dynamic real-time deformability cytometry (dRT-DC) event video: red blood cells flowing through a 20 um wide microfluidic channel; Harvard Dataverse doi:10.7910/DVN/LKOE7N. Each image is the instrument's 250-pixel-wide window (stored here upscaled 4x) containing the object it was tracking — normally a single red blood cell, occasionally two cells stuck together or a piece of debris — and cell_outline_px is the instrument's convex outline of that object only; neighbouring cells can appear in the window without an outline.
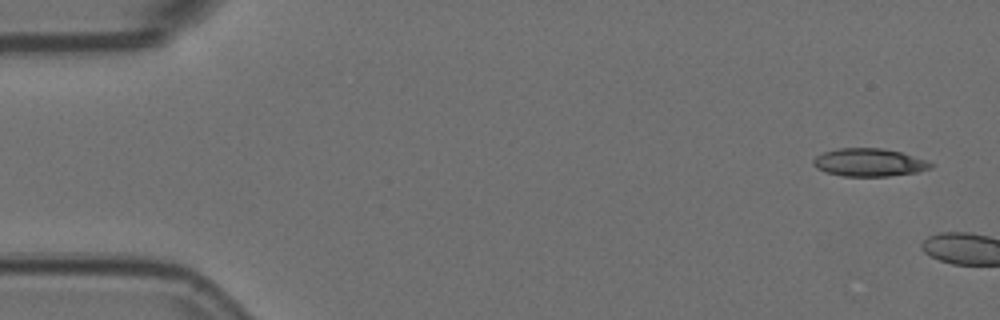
{"species": "Egyptian fruit bat (a non-hibernating species)", "species_latin": "Rousettus aegyptiacus", "temperature_condition": "room temperature", "stored_images_in_passage": 6, "camera_frame_rate_fps": 3000, "um_per_image_px": 0.085, "animal": {"sex": "female"}, "frame": {"image": 1, "passage_image": 1, "time_ms": 0.0, "image_size_px": [1000, 320], "cell_outline_px": [[936, 164], [932, 168], [916, 172], [888, 176], [844, 176], [824, 172], [816, 168], [812, 164], [812, 160], [816, 156], [824, 152], [836, 148], [884, 148], [900, 152], [928, 160]], "centroid_in_image_um": [73.88, 13.8], "position_along_channel_um": 11.1, "area_um2": 19.31}}
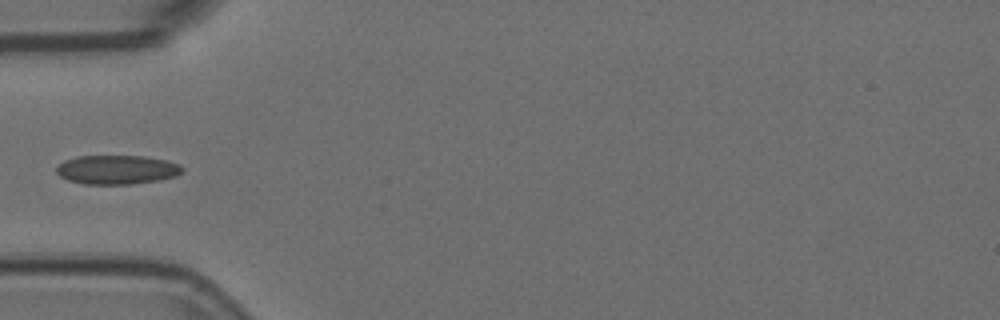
{"frame": {"image": 2, "passage_image": 5, "time_ms": 1.333, "image_size_px": [1000, 320], "cell_outline_px": [[184, 172], [176, 176], [160, 180], [132, 184], [84, 184], [68, 180], [60, 176], [56, 172], [56, 168], [64, 160], [76, 156], [144, 156], [168, 160], [180, 164], [184, 168]], "centroid_in_image_um": [9.98, 14.42], "position_along_channel_um": 75.0, "area_um2": 21.56}}
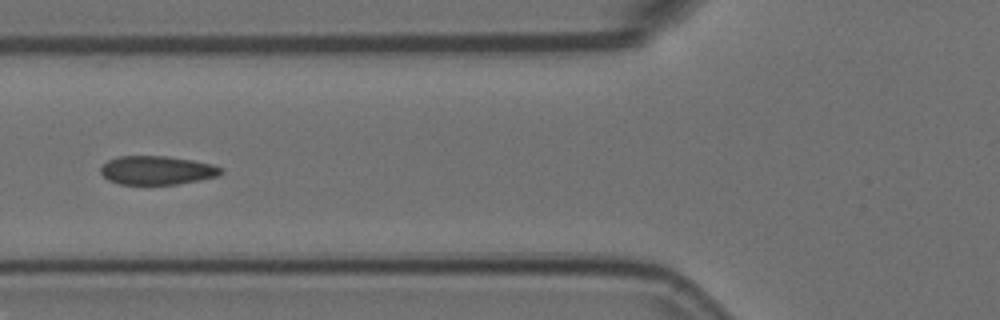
{"frame": {"image": 3, "passage_image": 6, "time_ms": 1.667, "image_size_px": [1000, 320], "cell_outline_px": [[224, 172], [220, 176], [200, 180], [176, 184], [120, 184], [108, 180], [100, 172], [100, 168], [108, 160], [116, 156], [164, 156], [192, 160], [212, 164], [224, 168]], "centroid_in_image_um": [13.37, 14.47], "position_along_channel_um": 112.4, "area_um2": 20.23}}